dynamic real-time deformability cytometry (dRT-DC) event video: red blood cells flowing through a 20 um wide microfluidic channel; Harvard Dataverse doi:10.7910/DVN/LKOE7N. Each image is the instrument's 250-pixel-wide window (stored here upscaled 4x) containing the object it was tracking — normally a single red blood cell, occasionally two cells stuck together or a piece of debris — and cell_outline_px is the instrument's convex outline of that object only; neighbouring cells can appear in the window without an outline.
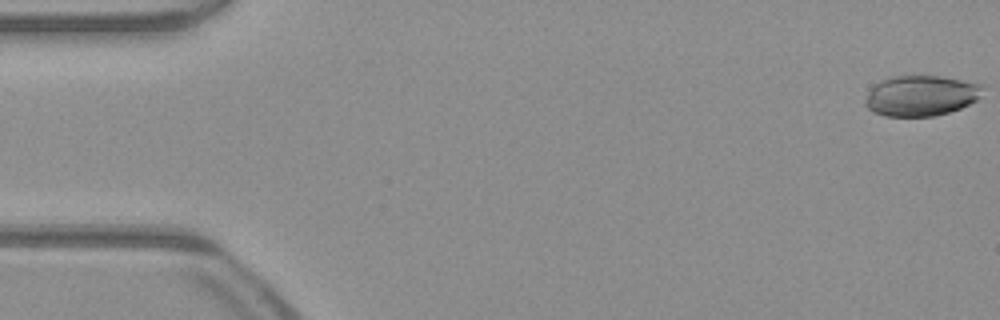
{"species": "common noctule bat (a hibernating species)", "species_latin": "Nyctalus noctula", "temperature_condition": "warm", "stored_images_in_passage": 52, "camera_frame_rate_fps": 3000, "um_per_image_px": 0.085, "animal": {"sex": "male", "body_mass_g": 23.1, "forearm_length_mm": 52.7}, "frame": {"image": 1, "passage_image": 1, "time_ms": 0.0, "image_size_px": [1000, 320], "cell_outline_px": [[984, 88], [980, 96], [976, 100], [960, 108], [948, 112], [932, 116], [884, 116], [872, 112], [864, 104], [864, 100], [868, 92], [880, 80], [892, 76], [940, 76], [984, 84]], "centroid_in_image_um": [78.27, 8.13], "position_along_channel_um": 6.7, "area_um2": 27.8}}
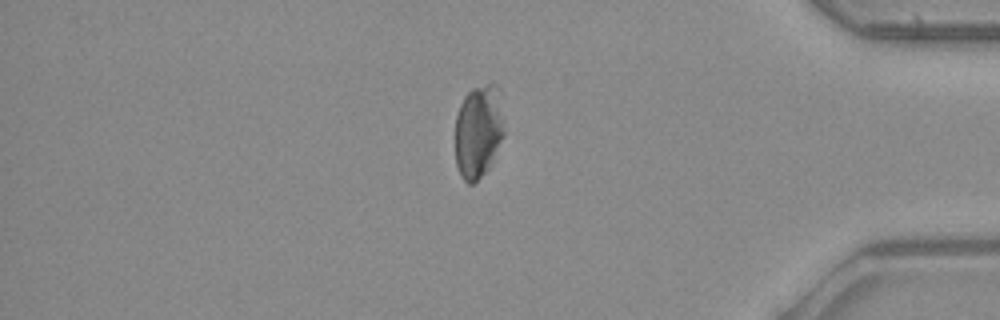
{"frame": {"image": 2, "passage_image": 43, "time_ms": 14.0, "image_size_px": [1000, 320], "cell_outline_px": [[504, 136], [492, 164], [472, 184], [468, 184], [460, 176], [456, 164], [456, 116], [460, 104], [464, 96], [472, 88], [488, 84], [496, 84], [500, 88], [504, 120]], "centroid_in_image_um": [40.7, 11.14], "position_along_channel_um": 394.5, "area_um2": 27.11}, "authors_computed_cell_mechanics": {"area_um2": 29.2468, "velocity_mm_per_s": 4.048, "shape_relaxation_time_tau1_ms": 3.5234, "shape_relaxation_time_tau2_ms": null, "deformation_change_tau1": 0.0827, "deformation_change_tau2": null}}